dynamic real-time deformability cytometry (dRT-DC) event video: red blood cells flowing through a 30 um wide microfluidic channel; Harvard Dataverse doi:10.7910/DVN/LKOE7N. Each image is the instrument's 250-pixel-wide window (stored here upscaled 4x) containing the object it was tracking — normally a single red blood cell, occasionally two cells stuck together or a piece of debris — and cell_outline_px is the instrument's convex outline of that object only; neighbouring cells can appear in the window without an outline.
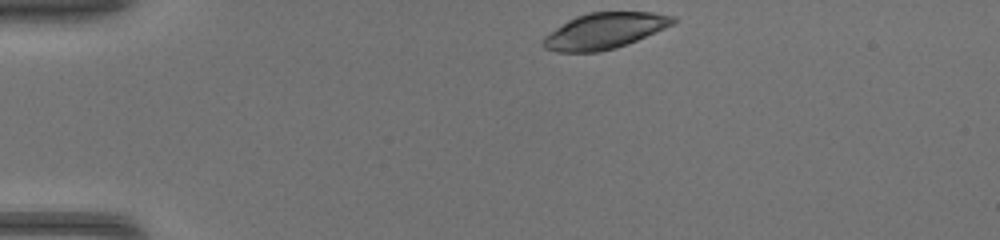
{"species": "common noctule bat (a hibernating species)", "species_latin": "Nyctalus noctula", "temperature_condition": "warm", "stored_images_in_passage": 37, "camera_frame_rate_fps": 3000, "um_per_image_px": 0.085, "animal": {"sex": "female", "body_mass_g": 17.0, "forearm_length_mm": 48.0}, "frame": {"image": 1, "passage_image": 1, "time_ms": 0.0, "image_size_px": [1000, 240], "cell_outline_px": [[680, 20], [664, 28], [636, 40], [616, 48], [600, 52], [556, 52], [544, 48], [544, 36], [568, 20], [576, 16], [588, 12], [652, 12], [676, 16]], "centroid_in_image_um": [51.4, 2.61], "position_along_channel_um": 33.6, "area_um2": 27.05}}
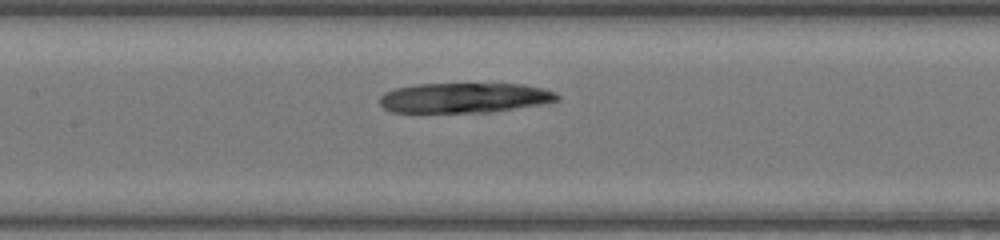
{"frame": {"image": 2, "passage_image": 14, "time_ms": 4.333, "image_size_px": [1000, 240], "cell_outline_px": [[560, 100], [548, 104], [492, 112], [392, 112], [384, 108], [380, 104], [380, 96], [384, 92], [396, 88], [416, 84], [524, 84], [544, 88], [556, 92], [560, 96]], "centroid_in_image_um": [39.56, 8.31], "position_along_channel_um": 167.8, "area_um2": 31.44}}
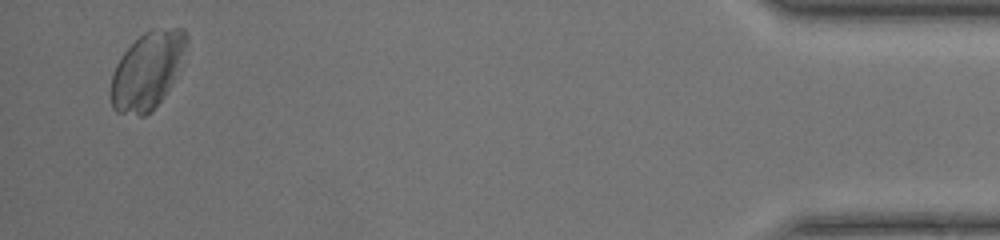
{"frame": {"image": 3, "passage_image": 36, "time_ms": 11.667, "image_size_px": [1000, 240], "cell_outline_px": [[188, 44], [168, 88], [164, 96], [144, 116], [140, 116], [116, 112], [112, 108], [108, 92], [112, 72], [120, 56], [144, 32], [152, 28], [184, 28], [188, 32]], "centroid_in_image_um": [12.47, 5.98], "position_along_channel_um": 422.7, "area_um2": 33.93}}